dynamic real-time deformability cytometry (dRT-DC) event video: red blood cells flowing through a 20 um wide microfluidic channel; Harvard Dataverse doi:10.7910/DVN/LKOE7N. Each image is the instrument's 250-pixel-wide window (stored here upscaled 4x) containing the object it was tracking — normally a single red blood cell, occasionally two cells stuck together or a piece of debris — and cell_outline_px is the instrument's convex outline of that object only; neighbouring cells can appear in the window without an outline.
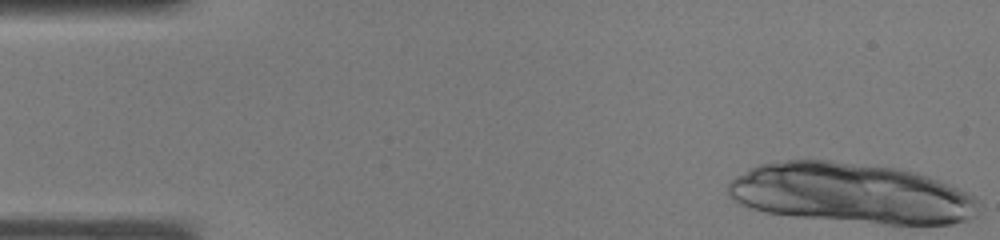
{"species": "common noctule bat (a hibernating species)", "species_latin": "Nyctalus noctula", "temperature_condition": "warm", "stored_images_in_passage": 6, "camera_frame_rate_fps": 3000, "um_per_image_px": 0.085, "animal": {"sex": "male", "body_mass_g": 19.0, "forearm_length_mm": 50.8}, "frame": {"image": 1, "passage_image": 1, "time_ms": 0.0, "image_size_px": [1000, 240], "cell_outline_px": [[952, 220], [936, 224], [912, 224], [780, 212], [760, 208], [832, 204], [840, 204]], "centroid_in_image_um": [72.98, 18.17], "position_along_channel_um": 12.0, "area_um2": 12.25}}